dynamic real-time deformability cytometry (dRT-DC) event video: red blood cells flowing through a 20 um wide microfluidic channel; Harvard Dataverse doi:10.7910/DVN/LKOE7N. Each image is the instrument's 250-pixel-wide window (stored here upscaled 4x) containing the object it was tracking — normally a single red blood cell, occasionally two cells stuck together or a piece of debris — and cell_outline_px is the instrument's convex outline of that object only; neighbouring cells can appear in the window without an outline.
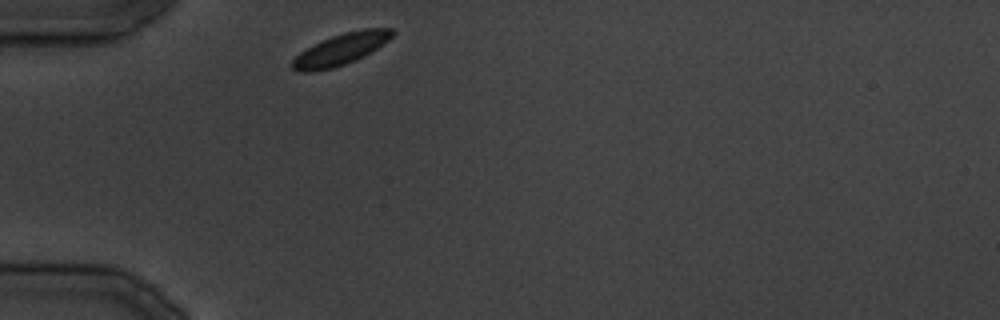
{"species": "common noctule bat (a hibernating species)", "species_latin": "Nyctalus noctula", "temperature_condition": "cold", "stored_images_in_passage": 21, "camera_frame_rate_fps": 3000, "um_per_image_px": 0.085, "animal": {"sex": "male", "body_mass_g": 19.5, "forearm_length_mm": 54.6}, "frame": {"image": 1, "passage_image": 1, "time_ms": 0.0, "image_size_px": [1000, 320], "cell_outline_px": [[396, 32], [388, 40], [364, 56], [356, 60], [332, 68], [312, 72], [300, 72], [292, 68], [292, 60], [300, 52], [332, 36], [344, 32], [364, 28], [392, 28]], "centroid_in_image_um": [28.99, 4.18], "position_along_channel_um": 56.0, "area_um2": 18.03}}
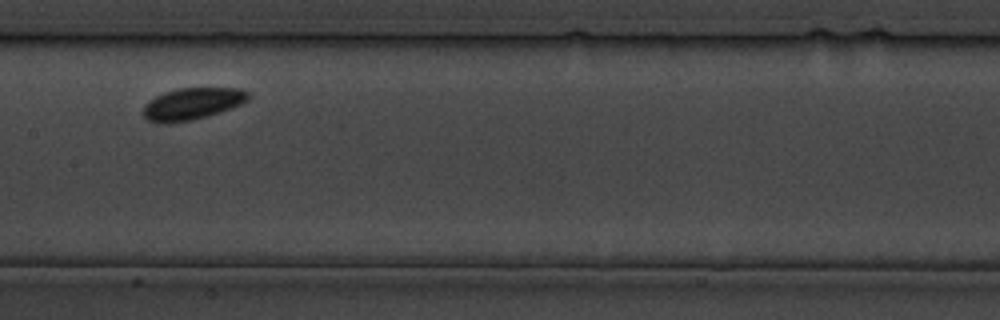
{"frame": {"image": 2, "passage_image": 9, "time_ms": 10.0, "image_size_px": [1000, 320], "cell_outline_px": [[248, 100], [240, 104], [220, 112], [192, 120], [168, 124], [156, 124], [148, 120], [144, 116], [144, 104], [148, 100], [164, 92], [180, 88], [236, 88], [248, 92]], "centroid_in_image_um": [16.28, 8.83], "position_along_channel_um": 191.1, "area_um2": 19.48}}
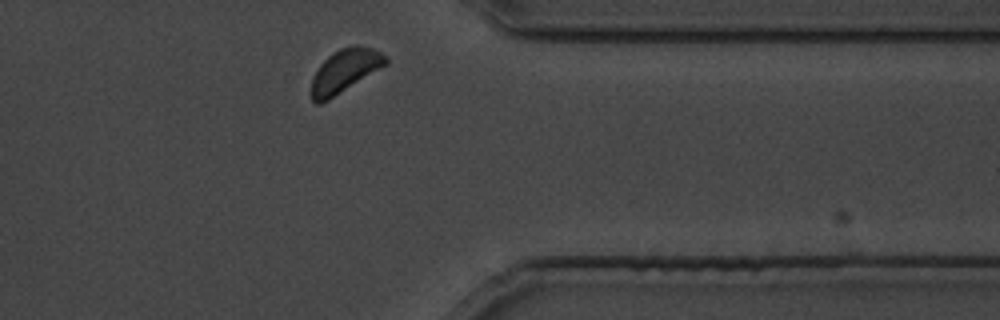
{"frame": {"image": 3, "passage_image": 20, "time_ms": 23.333, "image_size_px": [1000, 320], "cell_outline_px": [[388, 64], [328, 100], [320, 104], [316, 104], [312, 100], [312, 76], [320, 64], [328, 56], [340, 48], [352, 44], [356, 44], [372, 48], [380, 52], [388, 60]], "centroid_in_image_um": [29.31, 6.01], "position_along_channel_um": 382.1, "area_um2": 18.67}}